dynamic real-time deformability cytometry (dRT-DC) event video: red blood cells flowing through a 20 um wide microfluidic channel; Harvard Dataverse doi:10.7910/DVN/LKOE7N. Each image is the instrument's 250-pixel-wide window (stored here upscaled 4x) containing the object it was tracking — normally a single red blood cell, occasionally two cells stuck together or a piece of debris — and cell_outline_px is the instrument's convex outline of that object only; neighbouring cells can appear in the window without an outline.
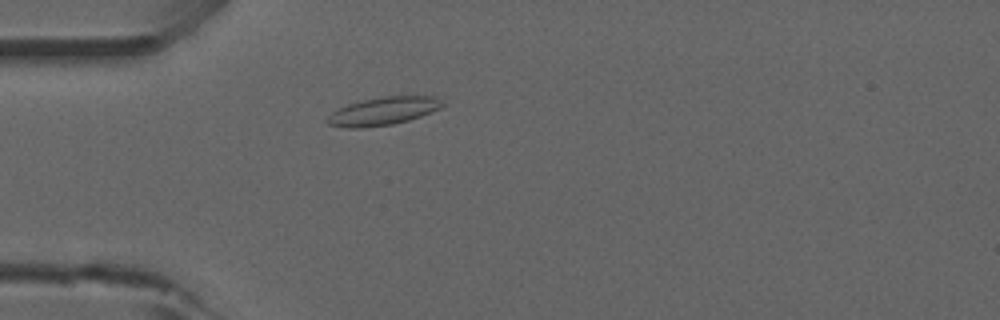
{"species": "common noctule bat (a hibernating species)", "species_latin": "Nyctalus noctula", "temperature_condition": "room temperature", "stored_images_in_passage": 47, "camera_frame_rate_fps": 3000, "um_per_image_px": 0.085, "animal": {"sex": "male", "forearm_length_mm": 52.5}, "frame": {"image": 1, "passage_image": 11, "time_ms": 3.333, "image_size_px": [1000, 320], "cell_outline_px": [[444, 104], [440, 108], [420, 116], [408, 120], [392, 124], [364, 128], [348, 128], [328, 124], [324, 120], [332, 112], [348, 104], [364, 100], [384, 96], [436, 96]], "centroid_in_image_um": [32.55, 9.45], "position_along_channel_um": 52.5, "area_um2": 18.61}}
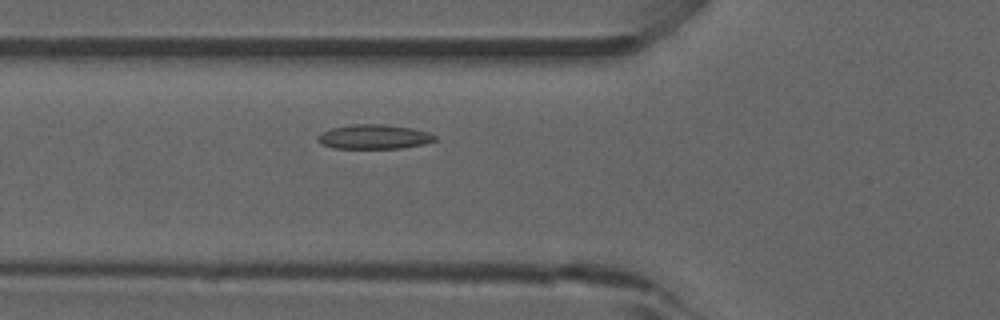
{"frame": {"image": 2, "passage_image": 15, "time_ms": 4.667, "image_size_px": [1000, 320], "cell_outline_px": [[436, 140], [424, 144], [400, 148], [332, 148], [320, 144], [316, 140], [316, 136], [320, 132], [332, 128], [352, 124], [384, 124], [412, 128], [428, 132], [436, 136]], "centroid_in_image_um": [31.74, 11.62], "position_along_channel_um": 94.1, "area_um2": 16.82}}
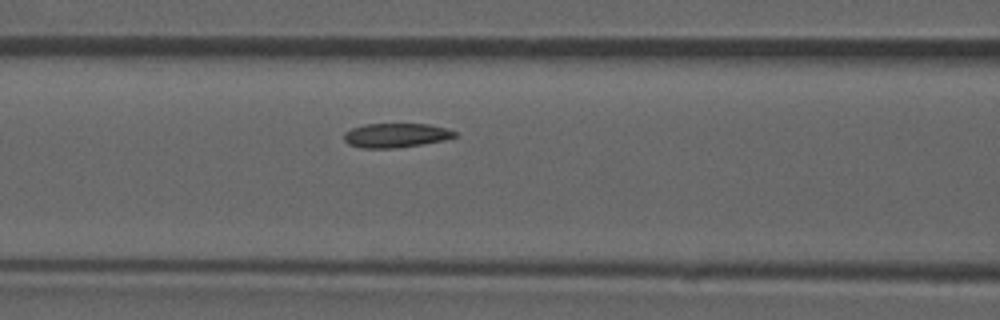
{"frame": {"image": 3, "passage_image": 18, "time_ms": 5.667, "image_size_px": [1000, 320], "cell_outline_px": [[456, 136], [444, 140], [420, 144], [392, 148], [360, 148], [348, 144], [344, 140], [344, 132], [352, 128], [364, 124], [428, 124], [448, 128], [456, 132]], "centroid_in_image_um": [33.62, 11.5], "position_along_channel_um": 133.0, "area_um2": 15.61}}